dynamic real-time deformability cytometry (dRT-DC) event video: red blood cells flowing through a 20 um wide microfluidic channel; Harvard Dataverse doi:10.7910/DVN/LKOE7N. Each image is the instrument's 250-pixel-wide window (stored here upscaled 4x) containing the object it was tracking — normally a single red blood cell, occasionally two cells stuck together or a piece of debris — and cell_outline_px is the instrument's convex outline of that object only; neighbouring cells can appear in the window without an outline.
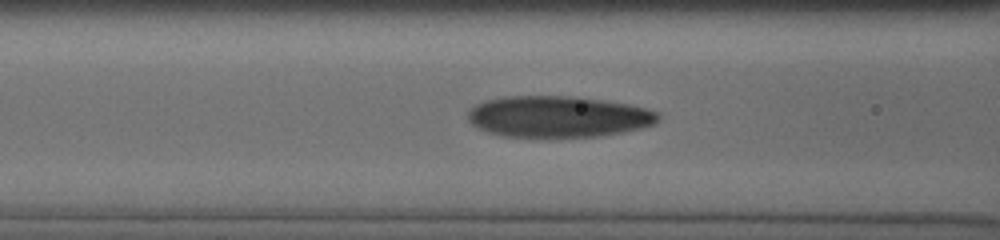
{"species": "human", "species_latin": "Homo sapiens", "temperature_condition": "cold", "stored_images_in_passage": 61, "camera_frame_rate_fps": 3000, "um_per_image_px": 0.085, "donor": {"sex": "male"}, "frame": {"image": 1, "passage_image": 8, "time_ms": 1.667, "image_size_px": [1000, 240], "cell_outline_px": [[660, 116], [656, 124], [624, 132], [600, 136], [552, 140], [504, 136], [488, 132], [472, 124], [468, 120], [468, 112], [476, 104], [484, 100], [504, 96], [576, 96], [604, 100], [628, 104], [660, 112]], "centroid_in_image_um": [47.45, 9.95], "position_along_channel_um": 119.1, "area_um2": 47.11}}
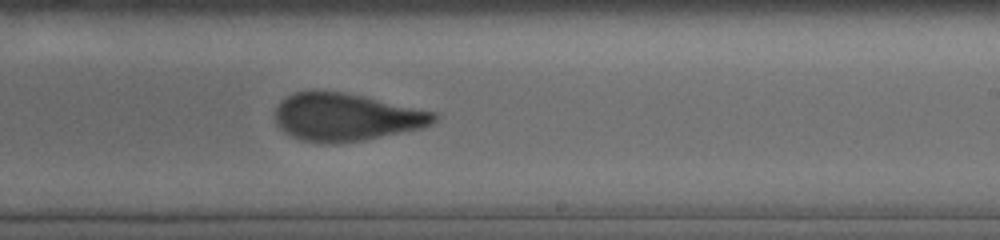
{"frame": {"image": 2, "passage_image": 37, "time_ms": 5.333, "image_size_px": [1000, 240], "cell_outline_px": [[440, 116], [436, 120], [424, 128], [364, 140], [336, 144], [324, 144], [304, 140], [292, 136], [284, 132], [276, 124], [276, 104], [280, 100], [296, 92], [316, 88], [344, 92], [364, 96], [436, 112]], "centroid_in_image_um": [29.4, 9.94], "position_along_channel_um": 259.6, "area_um2": 44.85}}
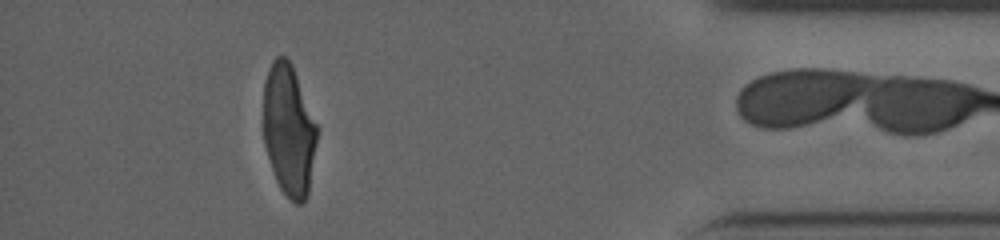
{"frame": {"image": 3, "passage_image": 60, "time_ms": 10.333, "image_size_px": [1000, 240], "cell_outline_px": [[320, 128], [308, 192], [304, 200], [300, 204], [296, 204], [280, 188], [276, 180], [264, 144], [264, 80], [268, 68], [272, 60], [276, 56], [284, 56], [292, 64]], "centroid_in_image_um": [24.58, 11.01], "position_along_channel_um": 410.6, "area_um2": 41.5}, "authors_computed_cell_mechanics": {"area_um2": 45.1996, "velocity_mm_per_s": 3.8303, "shape_relaxation_time_tau1_ms": 4.9403, "shape_relaxation_time_tau2_ms": 1.2781, "deformation_change_tau1": 0.1867, "deformation_change_tau2": 0.0815}}